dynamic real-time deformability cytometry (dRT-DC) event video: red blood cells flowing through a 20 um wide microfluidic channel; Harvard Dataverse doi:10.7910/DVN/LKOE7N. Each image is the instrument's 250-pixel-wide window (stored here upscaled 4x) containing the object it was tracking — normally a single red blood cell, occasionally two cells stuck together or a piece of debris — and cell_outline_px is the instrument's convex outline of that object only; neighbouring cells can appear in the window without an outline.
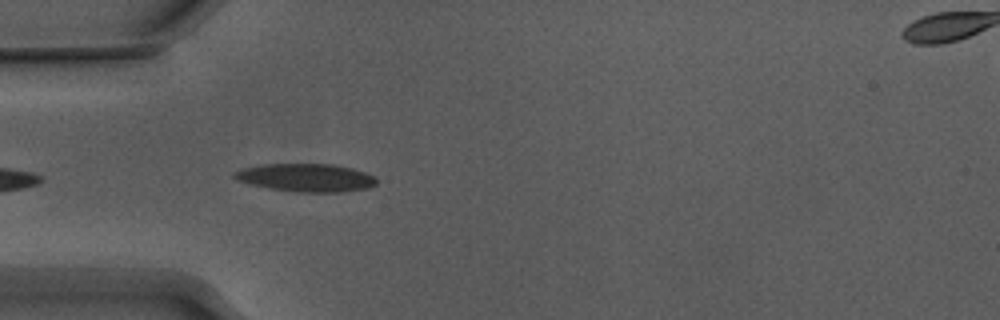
{"species": "Egyptian fruit bat (a non-hibernating species)", "species_latin": "Rousettus aegyptiacus", "temperature_condition": "warm", "stored_images_in_passage": 7, "camera_frame_rate_fps": 3000, "um_per_image_px": 0.085, "animal": {"sex": "male"}, "frame": {"image": 1, "passage_image": 2, "time_ms": 0.333, "image_size_px": [1000, 320], "cell_outline_px": [[376, 184], [368, 188], [344, 192], [296, 192], [268, 188], [236, 180], [232, 176], [232, 172], [244, 168], [264, 164], [332, 164], [352, 168], [376, 176]], "centroid_in_image_um": [26.02, 15.1], "position_along_channel_um": 59.0, "area_um2": 23.29}}